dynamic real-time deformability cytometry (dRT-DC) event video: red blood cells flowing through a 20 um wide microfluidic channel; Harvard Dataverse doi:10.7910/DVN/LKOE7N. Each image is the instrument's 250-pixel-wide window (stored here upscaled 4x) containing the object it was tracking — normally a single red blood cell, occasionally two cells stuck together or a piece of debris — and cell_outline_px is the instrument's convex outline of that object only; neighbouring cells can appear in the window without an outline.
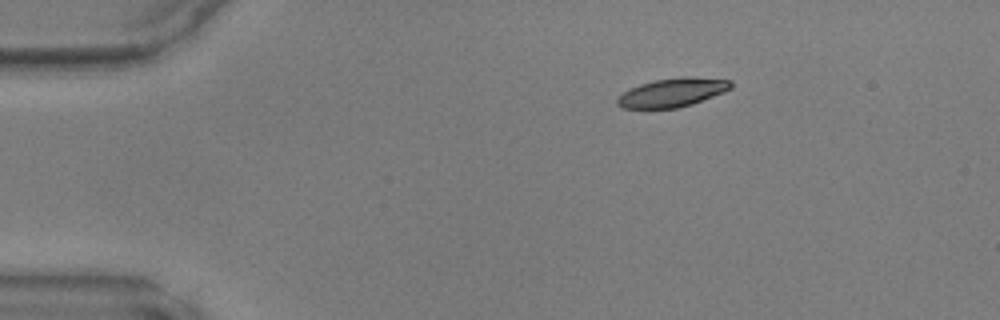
{"species": "common noctule bat (a hibernating species)", "species_latin": "Nyctalus noctula", "temperature_condition": "warm", "stored_images_in_passage": 41, "camera_frame_rate_fps": 3000, "um_per_image_px": 0.085, "animal": {"sex": "male", "body_mass_g": 17.9, "forearm_length_mm": 54.2}, "frame": {"image": 1, "passage_image": 1, "time_ms": 0.0, "image_size_px": [1000, 320], "cell_outline_px": [[732, 88], [724, 92], [692, 104], [676, 108], [620, 108], [616, 104], [616, 100], [628, 88], [640, 84], [656, 80], [684, 76], [688, 76], [732, 80]], "centroid_in_image_um": [57.16, 7.86], "position_along_channel_um": 27.8, "area_um2": 19.02}}
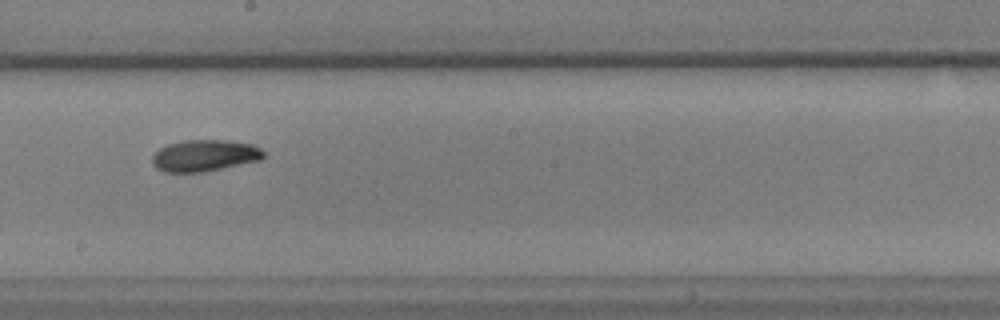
{"frame": {"image": 2, "passage_image": 20, "time_ms": 6.333, "image_size_px": [1000, 320], "cell_outline_px": [[264, 156], [260, 160], [204, 172], [164, 172], [156, 168], [152, 164], [152, 156], [160, 148], [168, 144], [184, 140], [228, 140], [252, 144], [260, 148], [264, 152]], "centroid_in_image_um": [17.38, 13.22], "position_along_channel_um": 230.8, "area_um2": 20.52}}
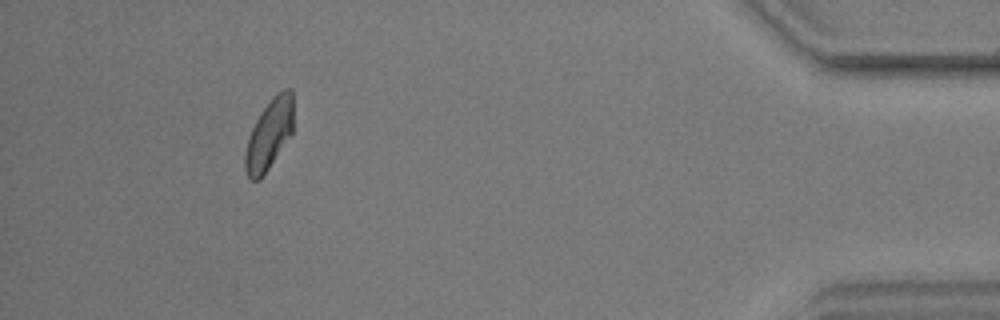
{"frame": {"image": 3, "passage_image": 37, "time_ms": 12.0, "image_size_px": [1000, 320], "cell_outline_px": [[292, 136], [268, 168], [256, 180], [252, 180], [248, 176], [244, 168], [244, 156], [248, 140], [252, 128], [256, 120], [272, 96], [276, 92], [284, 88], [292, 88]], "centroid_in_image_um": [22.9, 11.38], "position_along_channel_um": 412.3, "area_um2": 19.54}}